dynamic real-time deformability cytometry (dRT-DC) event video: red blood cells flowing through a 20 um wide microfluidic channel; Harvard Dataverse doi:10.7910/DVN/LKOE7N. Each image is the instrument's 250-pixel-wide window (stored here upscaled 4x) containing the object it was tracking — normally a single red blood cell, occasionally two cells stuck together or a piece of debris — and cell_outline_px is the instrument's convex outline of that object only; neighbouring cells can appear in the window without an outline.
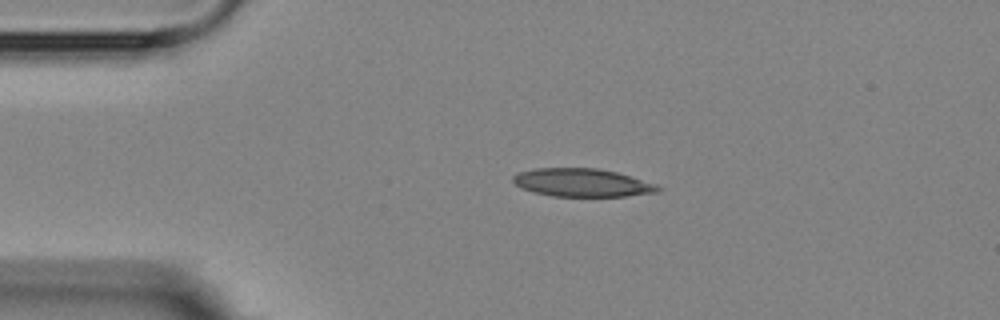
{"species": "Egyptian fruit bat (a non-hibernating species)", "species_latin": "Rousettus aegyptiacus", "temperature_condition": "room temperature", "stored_images_in_passage": 2, "camera_frame_rate_fps": 3000, "um_per_image_px": 0.085, "animal": {"sex": "female"}, "frame": {"image": 1, "passage_image": 1, "time_ms": 0.0, "image_size_px": [1000, 320], "cell_outline_px": [[660, 192], [624, 196], [552, 196], [532, 192], [520, 188], [512, 180], [512, 176], [520, 172], [536, 168], [596, 168], [616, 172], [656, 184], [660, 188]], "centroid_in_image_um": [49.45, 15.53], "position_along_channel_um": 35.5, "area_um2": 23.64}}